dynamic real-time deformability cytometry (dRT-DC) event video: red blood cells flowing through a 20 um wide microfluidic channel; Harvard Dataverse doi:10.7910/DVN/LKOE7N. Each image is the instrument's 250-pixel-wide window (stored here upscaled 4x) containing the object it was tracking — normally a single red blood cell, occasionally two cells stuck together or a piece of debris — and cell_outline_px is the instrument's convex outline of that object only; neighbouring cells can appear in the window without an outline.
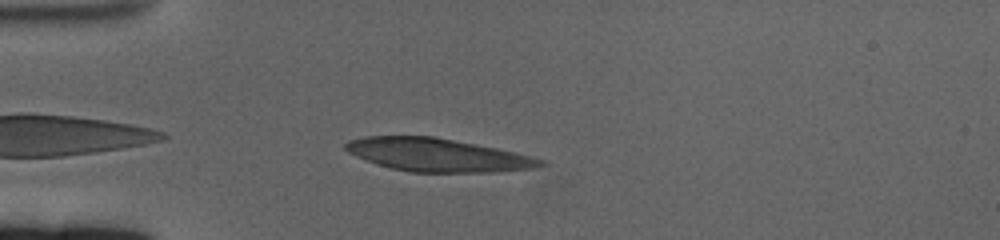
{"species": "human", "species_latin": "Homo sapiens", "temperature_condition": "cold", "stored_images_in_passage": 47, "camera_frame_rate_fps": 3000, "um_per_image_px": 0.085, "donor": {"sex": "female"}, "frame": {"image": 1, "passage_image": 3, "time_ms": 0.667, "image_size_px": [1000, 240], "cell_outline_px": [[548, 164], [536, 168], [496, 172], [408, 172], [376, 164], [356, 156], [348, 152], [344, 148], [344, 144], [348, 140], [364, 136], [436, 136], [496, 148], [532, 156], [544, 160]], "centroid_in_image_um": [37.2, 13.17], "position_along_channel_um": 47.8, "area_um2": 37.8}}
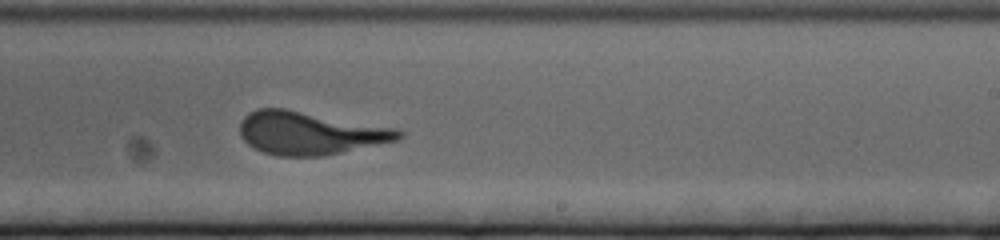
{"frame": {"image": 2, "passage_image": 24, "time_ms": 7.667, "image_size_px": [1000, 240], "cell_outline_px": [[404, 136], [396, 140], [324, 156], [276, 156], [264, 152], [248, 144], [240, 136], [240, 120], [248, 112], [256, 108], [284, 108], [396, 128], [404, 132]], "centroid_in_image_um": [26.31, 11.3], "position_along_channel_um": 262.7, "area_um2": 39.71}}
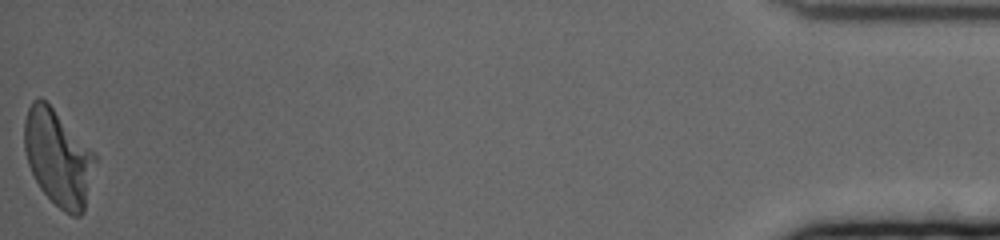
{"frame": {"image": 3, "passage_image": 47, "time_ms": 15.333, "image_size_px": [1000, 240], "cell_outline_px": [[96, 160], [84, 212], [80, 216], [72, 216], [64, 212], [40, 188], [28, 164], [24, 148], [24, 120], [28, 108], [32, 100], [40, 96], [52, 108], [96, 156]], "centroid_in_image_um": [4.91, 13.43], "position_along_channel_um": 430.3, "area_um2": 38.84}}